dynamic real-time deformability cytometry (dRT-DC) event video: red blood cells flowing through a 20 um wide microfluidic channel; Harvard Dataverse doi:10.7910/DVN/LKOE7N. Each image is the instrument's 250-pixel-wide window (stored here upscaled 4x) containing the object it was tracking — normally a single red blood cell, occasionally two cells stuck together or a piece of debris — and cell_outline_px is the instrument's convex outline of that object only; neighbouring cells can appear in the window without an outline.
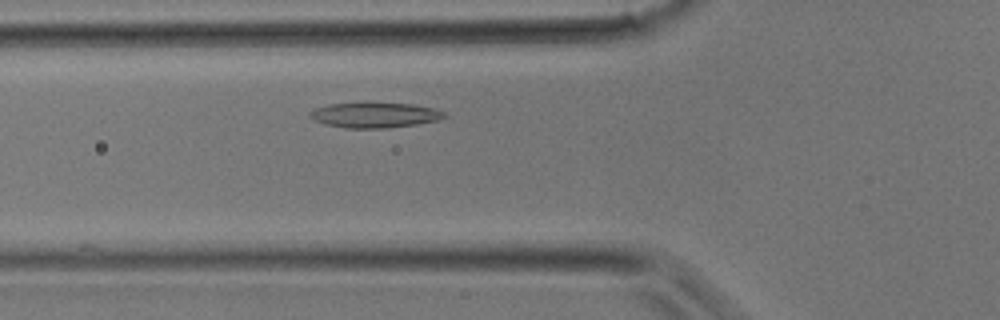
{"species": "common noctule bat (a hibernating species)", "species_latin": "Nyctalus noctula", "temperature_condition": "room temperature", "stored_images_in_passage": 29, "camera_frame_rate_fps": 3000, "um_per_image_px": 0.085, "animal": {"sex": "male", "body_mass_g": 17.9}, "frame": {"image": 1, "passage_image": 6, "time_ms": 1.667, "image_size_px": [1000, 320], "cell_outline_px": [[448, 116], [440, 120], [416, 124], [388, 128], [344, 128], [324, 124], [308, 116], [308, 112], [316, 108], [328, 104], [364, 100], [368, 100], [412, 104], [432, 108], [444, 112]], "centroid_in_image_um": [31.82, 9.74], "position_along_channel_um": 94.0, "area_um2": 20.69}}
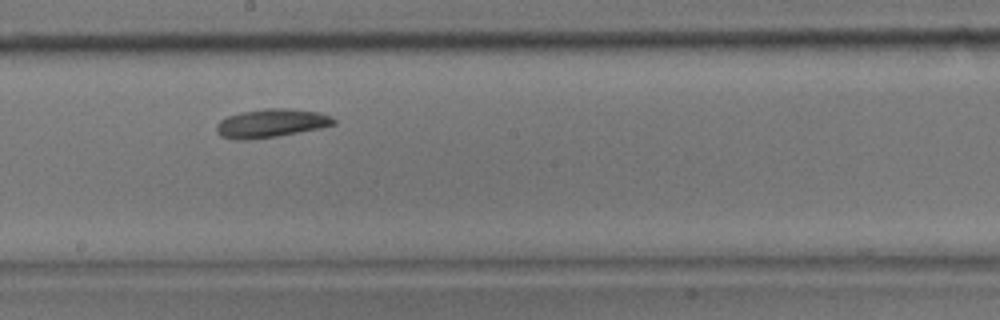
{"frame": {"image": 2, "passage_image": 13, "time_ms": 4.0, "image_size_px": [1000, 320], "cell_outline_px": [[336, 124], [320, 128], [276, 136], [248, 140], [236, 140], [220, 136], [216, 132], [216, 124], [220, 120], [228, 116], [240, 112], [268, 108], [288, 108], [316, 112], [332, 116], [336, 120]], "centroid_in_image_um": [23.02, 10.47], "position_along_channel_um": 225.2, "area_um2": 19.48}}
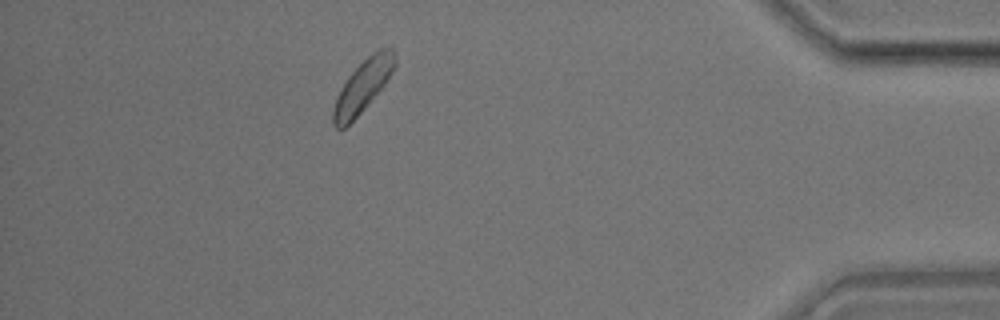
{"frame": {"image": 3, "passage_image": 25, "time_ms": 8.0, "image_size_px": [1000, 320], "cell_outline_px": [[396, 64], [392, 72], [384, 84], [364, 108], [344, 128], [336, 128], [332, 124], [332, 112], [336, 96], [348, 76], [376, 48], [392, 48], [396, 56]], "centroid_in_image_um": [30.83, 7.29], "position_along_channel_um": 404.4, "area_um2": 18.38}}